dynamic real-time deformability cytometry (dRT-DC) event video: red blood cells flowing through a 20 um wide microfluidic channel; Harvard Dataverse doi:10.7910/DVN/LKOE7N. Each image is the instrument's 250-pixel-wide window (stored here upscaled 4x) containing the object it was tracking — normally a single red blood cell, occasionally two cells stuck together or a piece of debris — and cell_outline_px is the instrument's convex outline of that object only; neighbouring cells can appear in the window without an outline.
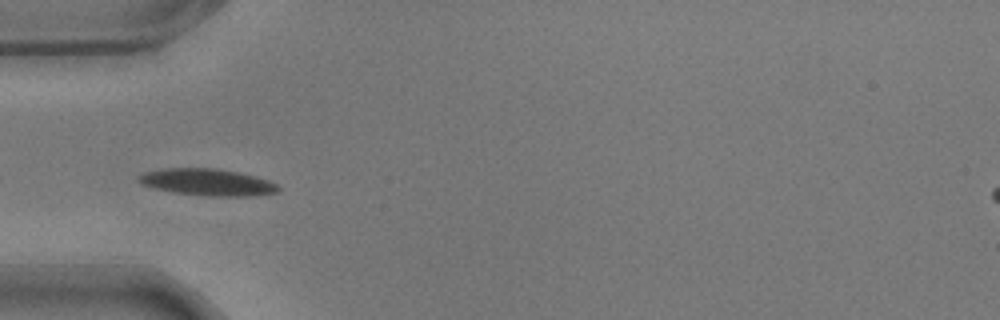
{"species": "common noctule bat (a hibernating species)", "species_latin": "Nyctalus noctula", "temperature_condition": "warm", "stored_images_in_passage": 5, "camera_frame_rate_fps": 3000, "um_per_image_px": 0.085, "animal": {"sex": "male", "body_mass_g": 17.9}, "frame": {"image": 1, "passage_image": 2, "time_ms": 0.333, "image_size_px": [1000, 320], "cell_outline_px": [[280, 188], [276, 192], [256, 196], [208, 196], [172, 192], [140, 184], [136, 180], [136, 176], [144, 172], [164, 168], [212, 168], [236, 172], [256, 176], [268, 180], [276, 184]], "centroid_in_image_um": [17.59, 15.49], "position_along_channel_um": 67.4, "area_um2": 21.85}}